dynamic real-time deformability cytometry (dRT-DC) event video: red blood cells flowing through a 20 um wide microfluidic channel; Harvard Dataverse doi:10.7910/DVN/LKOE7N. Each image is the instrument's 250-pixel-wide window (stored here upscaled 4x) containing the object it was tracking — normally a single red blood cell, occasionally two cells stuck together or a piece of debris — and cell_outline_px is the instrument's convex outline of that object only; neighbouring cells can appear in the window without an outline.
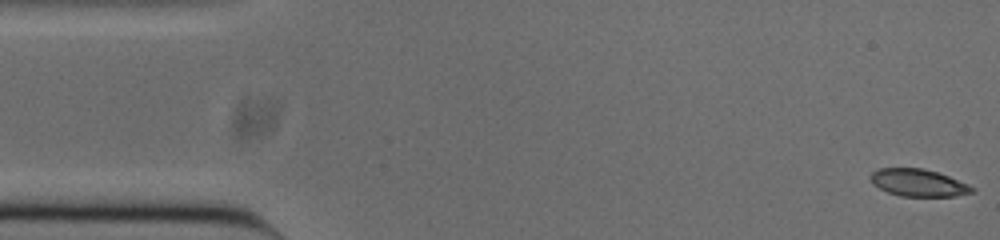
{"species": "common noctule bat (a hibernating species)", "species_latin": "Nyctalus noctula", "temperature_condition": "cold", "stored_images_in_passage": 52, "camera_frame_rate_fps": 3000, "um_per_image_px": 0.085, "animal": {"sex": "male", "body_mass_g": 20.0, "forearm_length_mm": 53.3}, "frame": {"image": 1, "passage_image": 1, "time_ms": 0.0, "image_size_px": [1000, 240], "cell_outline_px": [[976, 192], [952, 196], [900, 196], [888, 192], [872, 184], [868, 176], [872, 172], [880, 168], [924, 168], [948, 176], [968, 184], [976, 188]], "centroid_in_image_um": [78.05, 15.53], "position_along_channel_um": 7.0, "area_um2": 16.18}}
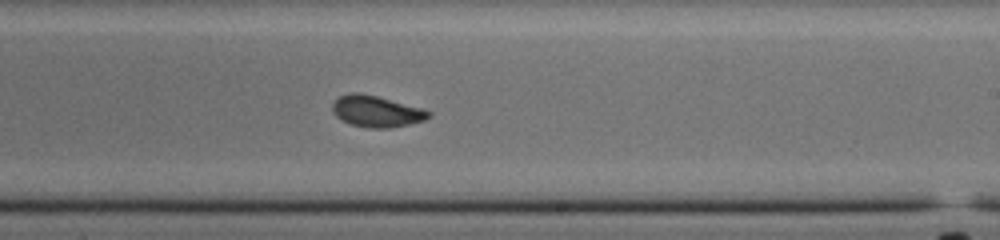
{"frame": {"image": 2, "passage_image": 30, "time_ms": 9.667, "image_size_px": [1000, 240], "cell_outline_px": [[432, 116], [424, 120], [408, 124], [388, 128], [368, 128], [352, 124], [340, 120], [332, 112], [332, 104], [340, 96], [348, 92], [360, 92], [424, 108], [432, 112]], "centroid_in_image_um": [32.0, 9.46], "position_along_channel_um": 257.0, "area_um2": 17.69}}
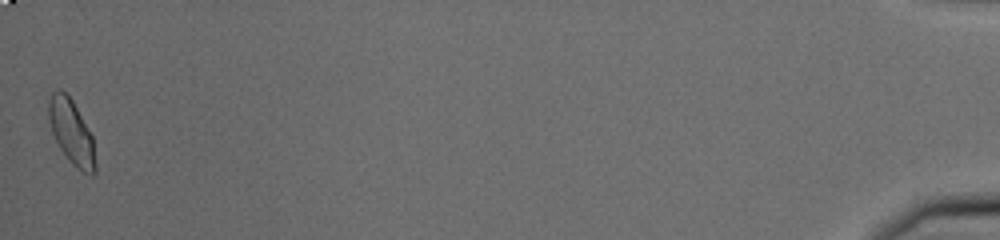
{"frame": {"image": 3, "passage_image": 52, "time_ms": 17.0, "image_size_px": [1000, 240], "cell_outline_px": [[96, 172], [92, 176], [80, 172], [68, 160], [60, 148], [52, 132], [48, 120], [48, 100], [52, 92], [56, 88], [60, 88], [72, 100], [92, 136], [96, 164]], "centroid_in_image_um": [6.07, 11.25], "position_along_channel_um": 429.1, "area_um2": 17.69}, "authors_computed_cell_mechanics": {"area_um2": 17.2244, "velocity_mm_per_s": 3.819, "shape_relaxation_time_tau1_ms": 3.7404, "shape_relaxation_time_tau2_ms": 0.9102, "deformation_change_tau1": 0.1307, "deformation_change_tau2": 0.0668}}